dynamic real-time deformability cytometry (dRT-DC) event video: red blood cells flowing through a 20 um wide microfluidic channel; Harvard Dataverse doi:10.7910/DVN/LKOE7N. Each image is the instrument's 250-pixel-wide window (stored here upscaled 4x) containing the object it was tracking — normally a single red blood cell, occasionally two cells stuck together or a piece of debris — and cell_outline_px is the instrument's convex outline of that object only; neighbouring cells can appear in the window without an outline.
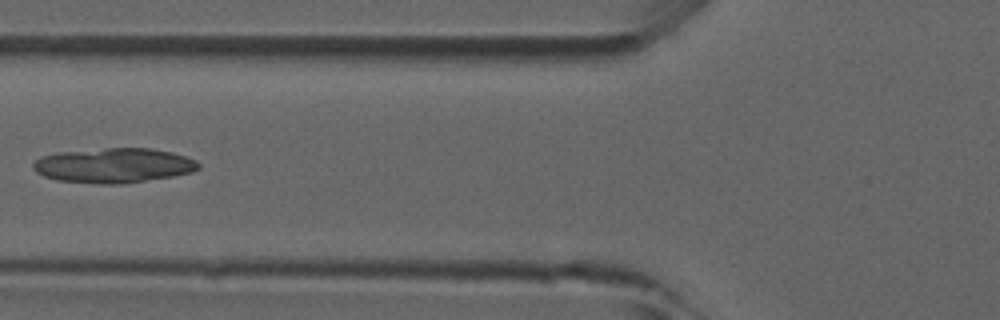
{"species": "common noctule bat (a hibernating species)", "species_latin": "Nyctalus noctula", "temperature_condition": "room temperature", "stored_images_in_passage": 6, "camera_frame_rate_fps": 3000, "um_per_image_px": 0.085, "animal": {"sex": "male", "forearm_length_mm": 52.5}, "frame": {"image": 1, "passage_image": 5, "time_ms": 4.667, "image_size_px": [1000, 320], "cell_outline_px": [[200, 168], [192, 172], [172, 176], [120, 184], [100, 184], [56, 180], [44, 176], [36, 172], [32, 168], [32, 164], [40, 156], [56, 152], [108, 148], [152, 148], [172, 152], [196, 160], [200, 164]], "centroid_in_image_um": [9.64, 14.06], "position_along_channel_um": 116.2, "area_um2": 33.58}}
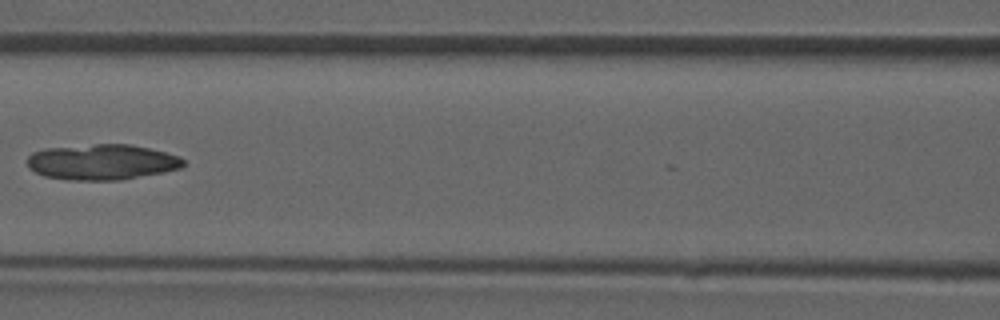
{"frame": {"image": 2, "passage_image": 6, "time_ms": 5.667, "image_size_px": [1000, 320], "cell_outline_px": [[184, 164], [180, 168], [164, 172], [120, 180], [68, 180], [44, 176], [28, 168], [28, 156], [32, 152], [44, 148], [96, 144], [132, 144], [180, 156], [184, 160]], "centroid_in_image_um": [8.65, 13.77], "position_along_channel_um": 158.0, "area_um2": 32.43}}